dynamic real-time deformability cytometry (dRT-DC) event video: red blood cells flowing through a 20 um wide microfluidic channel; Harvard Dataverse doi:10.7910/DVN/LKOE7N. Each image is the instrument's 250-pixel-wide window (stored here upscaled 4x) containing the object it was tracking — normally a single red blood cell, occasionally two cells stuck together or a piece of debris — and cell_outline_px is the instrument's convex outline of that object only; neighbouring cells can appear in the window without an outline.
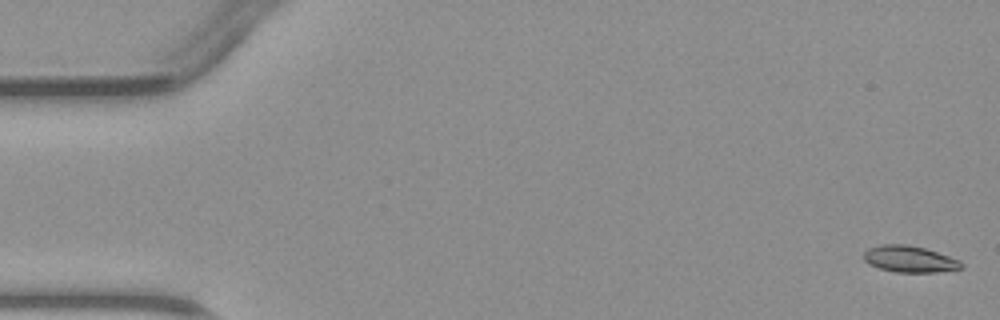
{"species": "common noctule bat (a hibernating species)", "species_latin": "Nyctalus noctula", "temperature_condition": "warm", "stored_images_in_passage": 5, "camera_frame_rate_fps": 3000, "um_per_image_px": 0.085, "animal": {"sex": "male", "body_mass_g": 23.1, "forearm_length_mm": 52.7}, "frame": {"image": 1, "passage_image": 1, "time_ms": 0.0, "image_size_px": [1000, 320], "cell_outline_px": [[964, 268], [936, 272], [896, 272], [880, 268], [868, 264], [864, 260], [864, 252], [868, 248], [880, 244], [904, 244], [924, 248], [960, 260], [964, 264]], "centroid_in_image_um": [77.31, 22.02], "position_along_channel_um": 7.7, "area_um2": 15.03}}
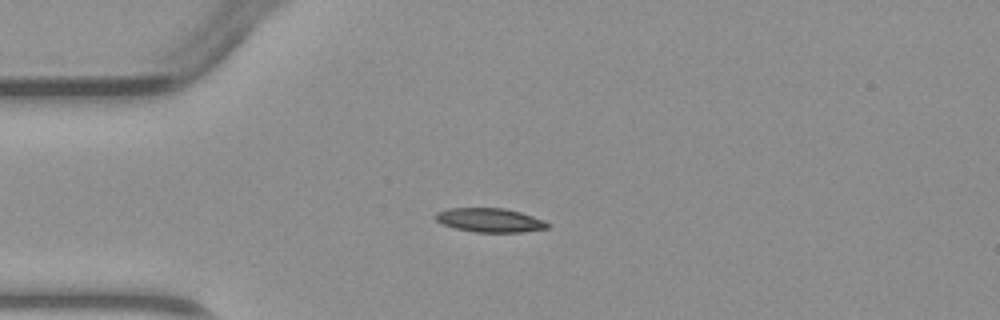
{"frame": {"image": 2, "passage_image": 4, "time_ms": 3.667, "image_size_px": [1000, 320], "cell_outline_px": [[552, 224], [548, 228], [524, 232], [476, 232], [456, 228], [444, 224], [436, 220], [432, 216], [436, 212], [448, 208], [504, 208], [520, 212], [544, 220]], "centroid_in_image_um": [41.65, 18.71], "position_along_channel_um": 43.4, "area_um2": 15.72}}